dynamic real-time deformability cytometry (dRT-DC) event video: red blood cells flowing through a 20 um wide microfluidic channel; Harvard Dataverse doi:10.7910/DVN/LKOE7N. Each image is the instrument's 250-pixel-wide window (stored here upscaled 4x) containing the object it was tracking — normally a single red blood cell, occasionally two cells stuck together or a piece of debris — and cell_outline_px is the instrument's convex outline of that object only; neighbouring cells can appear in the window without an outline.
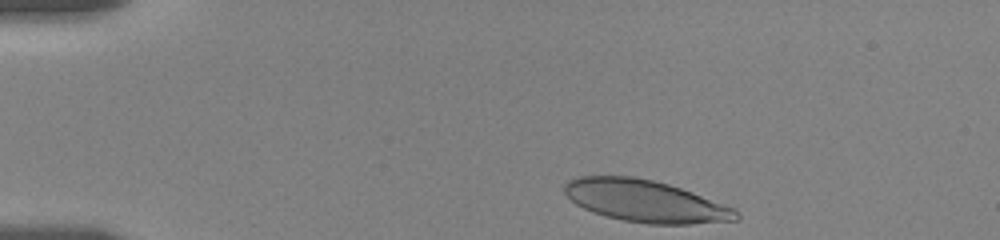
{"species": "human", "species_latin": "Homo sapiens", "temperature_condition": "room temperature", "stored_images_in_passage": 40, "camera_frame_rate_fps": 3000, "um_per_image_px": 0.085, "donor": {"sex": "female"}, "frame": {"image": 1, "passage_image": 1, "time_ms": 0.0, "image_size_px": [1000, 240], "cell_outline_px": [[740, 220], [692, 224], [648, 224], [624, 220], [592, 212], [576, 204], [564, 192], [564, 184], [568, 180], [580, 176], [632, 176], [652, 180], [668, 184], [692, 192], [736, 208], [740, 212]], "centroid_in_image_um": [54.9, 17.1], "position_along_channel_um": 30.1, "area_um2": 42.02}}
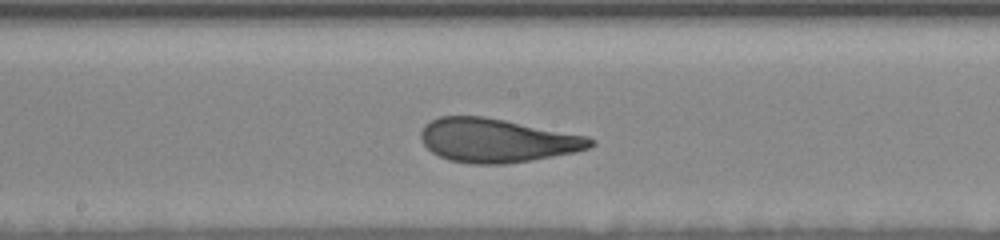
{"frame": {"image": 2, "passage_image": 22, "time_ms": 7.0, "image_size_px": [1000, 240], "cell_outline_px": [[596, 144], [588, 148], [576, 152], [532, 160], [504, 164], [472, 164], [448, 160], [432, 152], [424, 144], [420, 136], [420, 132], [424, 124], [440, 116], [484, 116], [588, 136], [596, 140]], "centroid_in_image_um": [42.25, 11.94], "position_along_channel_um": 206.0, "area_um2": 43.35}}
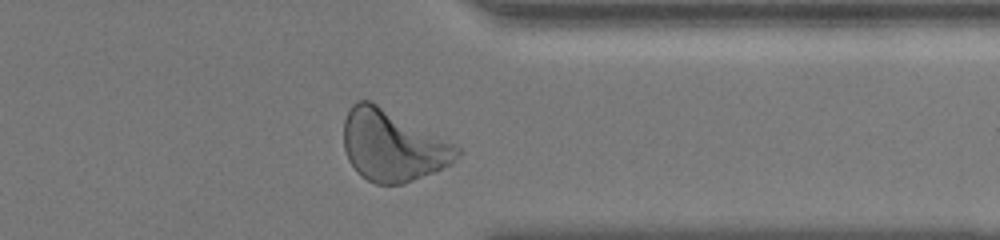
{"frame": {"image": 3, "passage_image": 37, "time_ms": 12.0, "image_size_px": [1000, 240], "cell_outline_px": [[464, 152], [452, 164], [436, 172], [404, 184], [376, 184], [360, 176], [356, 172], [348, 160], [344, 148], [344, 120], [352, 104], [356, 100], [368, 100], [456, 144]], "centroid_in_image_um": [33.4, 12.42], "position_along_channel_um": 378.0, "area_um2": 47.16}, "authors_computed_cell_mechanics": {"area_um2": 43.2055, "velocity_mm_per_s": 3.485, "shape_relaxation_time_tau1_ms": 5.2093, "shape_relaxation_time_tau2_ms": 1.0293, "deformation_change_tau1": 0.2011, "deformation_change_tau2": 0.0927}}